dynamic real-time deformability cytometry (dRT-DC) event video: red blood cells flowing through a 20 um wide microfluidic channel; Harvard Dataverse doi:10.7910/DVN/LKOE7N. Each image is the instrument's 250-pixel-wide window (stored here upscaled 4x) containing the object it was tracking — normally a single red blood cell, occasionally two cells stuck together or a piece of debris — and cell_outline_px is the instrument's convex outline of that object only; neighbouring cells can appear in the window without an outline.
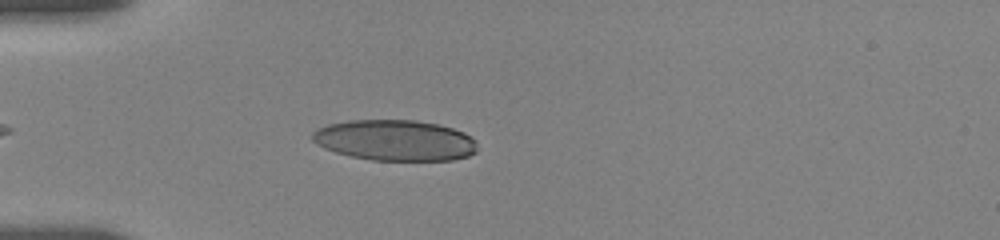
{"species": "human", "species_latin": "Homo sapiens", "temperature_condition": "room temperature", "stored_images_in_passage": 44, "camera_frame_rate_fps": 3000, "um_per_image_px": 0.085, "donor": {"sex": "female"}, "frame": {"image": 1, "passage_image": 4, "time_ms": 1.667, "image_size_px": [1000, 240], "cell_outline_px": [[476, 152], [468, 156], [452, 160], [372, 160], [352, 156], [336, 152], [324, 148], [316, 144], [312, 140], [312, 132], [316, 128], [328, 124], [348, 120], [416, 120], [436, 124], [452, 128], [464, 132], [476, 140]], "centroid_in_image_um": [33.56, 11.92], "position_along_channel_um": 51.4, "area_um2": 39.3}}
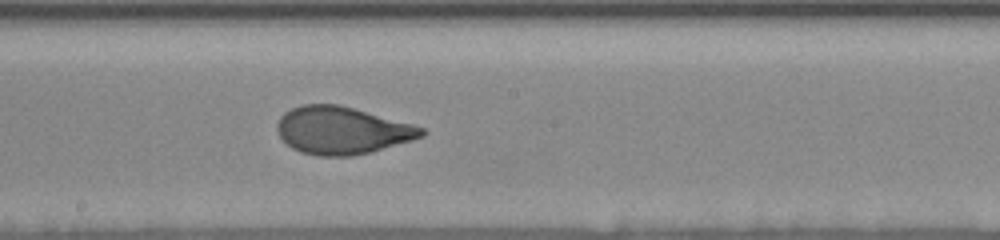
{"frame": {"image": 2, "passage_image": 20, "time_ms": 6.667, "image_size_px": [1000, 240], "cell_outline_px": [[428, 132], [424, 136], [412, 140], [368, 152], [352, 156], [316, 156], [300, 152], [292, 148], [280, 136], [276, 128], [276, 124], [280, 116], [284, 112], [300, 104], [340, 104], [412, 124], [424, 128]], "centroid_in_image_um": [29.05, 11.07], "position_along_channel_um": 219.2, "area_um2": 39.94}}
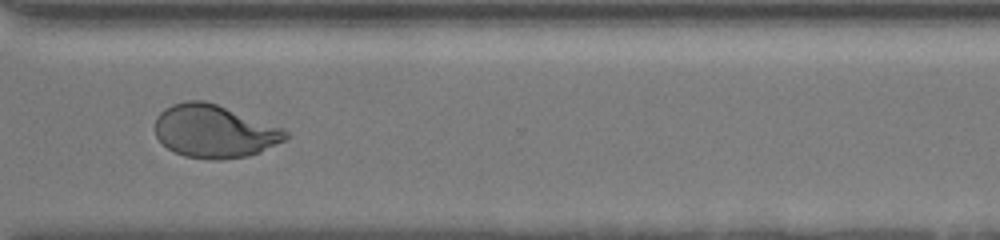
{"frame": {"image": 3, "passage_image": 34, "time_ms": 10.333, "image_size_px": [1000, 240], "cell_outline_px": [[288, 136], [284, 140], [260, 152], [248, 156], [216, 160], [208, 160], [184, 156], [168, 148], [156, 136], [156, 116], [164, 108], [172, 104], [188, 100], [204, 100], [216, 104], [284, 128], [288, 132]], "centroid_in_image_um": [18.21, 11.16], "position_along_channel_um": 352.4, "area_um2": 40.17}, "authors_computed_cell_mechanics": {"area_um2": 40.0843, "velocity_mm_per_s": 3.6463, "shape_relaxation_time_tau1_ms": 5.1899, "shape_relaxation_time_tau2_ms": null, "deformation_change_tau1": 0.1999, "deformation_change_tau2": null}}